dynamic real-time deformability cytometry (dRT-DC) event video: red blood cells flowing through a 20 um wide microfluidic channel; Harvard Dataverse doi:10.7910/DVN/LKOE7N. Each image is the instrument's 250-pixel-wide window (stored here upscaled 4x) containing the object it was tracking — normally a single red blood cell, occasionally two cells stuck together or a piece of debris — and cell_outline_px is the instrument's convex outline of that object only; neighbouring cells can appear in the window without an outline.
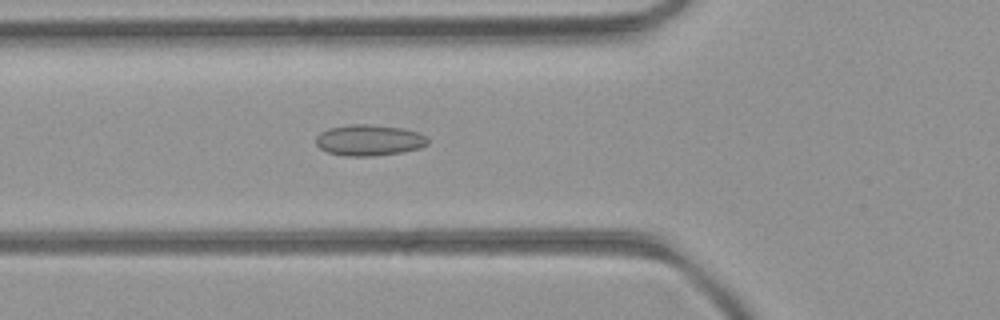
{"species": "common noctule bat (a hibernating species)", "species_latin": "Nyctalus noctula", "temperature_condition": "room temperature", "stored_images_in_passage": 42, "camera_frame_rate_fps": 3000, "um_per_image_px": 0.085, "animal": {"sex": "female", "body_mass_g": 21.9}, "frame": {"image": 1, "passage_image": 17, "time_ms": 5.333, "image_size_px": [1000, 320], "cell_outline_px": [[428, 144], [420, 148], [404, 152], [372, 156], [348, 156], [328, 152], [320, 148], [316, 144], [316, 136], [320, 132], [328, 128], [348, 124], [368, 124], [404, 128], [428, 136]], "centroid_in_image_um": [31.39, 11.91], "position_along_channel_um": 94.4, "area_um2": 20.4}}
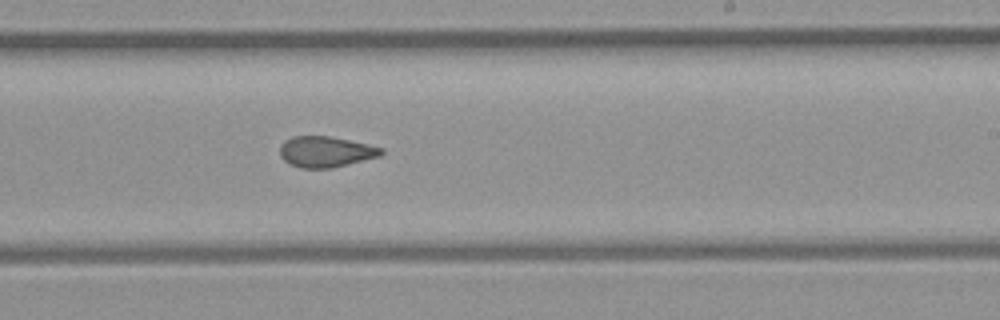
{"frame": {"image": 2, "passage_image": 29, "time_ms": 9.333, "image_size_px": [1000, 320], "cell_outline_px": [[384, 152], [380, 156], [332, 168], [300, 168], [284, 160], [280, 156], [280, 144], [284, 140], [292, 136], [332, 136], [368, 144], [384, 148]], "centroid_in_image_um": [27.69, 12.89], "position_along_channel_um": 261.3, "area_um2": 18.32}}
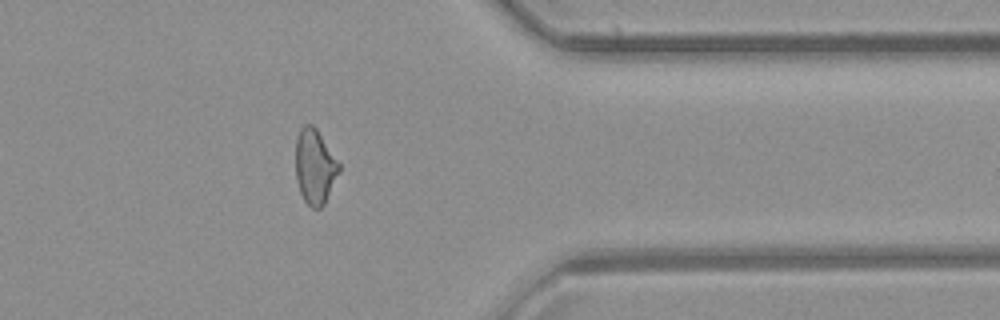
{"frame": {"image": 3, "passage_image": 39, "time_ms": 12.667, "image_size_px": [1000, 320], "cell_outline_px": [[340, 172], [324, 204], [320, 208], [312, 208], [304, 200], [300, 192], [296, 180], [296, 140], [300, 128], [304, 124], [312, 124], [316, 128], [340, 164]], "centroid_in_image_um": [26.76, 14.16], "position_along_channel_um": 384.6, "area_um2": 18.9}, "authors_computed_cell_mechanics": {"area_um2": 19.1896, "velocity_mm_per_s": 4.1549, "shape_relaxation_time_tau1_ms": null, "shape_relaxation_time_tau2_ms": 1.9868, "deformation_change_tau1": null, "deformation_change_tau2": 0.0873}}